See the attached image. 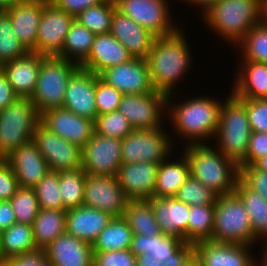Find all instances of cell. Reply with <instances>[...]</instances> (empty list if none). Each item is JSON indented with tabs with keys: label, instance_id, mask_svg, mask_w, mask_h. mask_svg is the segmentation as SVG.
Returning a JSON list of instances; mask_svg holds the SVG:
<instances>
[{
	"label": "cell",
	"instance_id": "1",
	"mask_svg": "<svg viewBox=\"0 0 267 266\" xmlns=\"http://www.w3.org/2000/svg\"><path fill=\"white\" fill-rule=\"evenodd\" d=\"M215 98L209 95H200V97L195 95L189 99L184 100L183 98L184 102L180 101L177 104L174 94L168 96L167 119L171 121L169 126L172 124L171 129L175 132L176 137H179L177 140L183 138L181 139L185 143L183 146L202 144L208 140L209 143L214 140L219 123L220 107L223 102L222 99Z\"/></svg>",
	"mask_w": 267,
	"mask_h": 266
},
{
	"label": "cell",
	"instance_id": "2",
	"mask_svg": "<svg viewBox=\"0 0 267 266\" xmlns=\"http://www.w3.org/2000/svg\"><path fill=\"white\" fill-rule=\"evenodd\" d=\"M183 30L180 27L170 35L155 37L146 58L154 89L167 96L176 95L177 85L195 61Z\"/></svg>",
	"mask_w": 267,
	"mask_h": 266
},
{
	"label": "cell",
	"instance_id": "3",
	"mask_svg": "<svg viewBox=\"0 0 267 266\" xmlns=\"http://www.w3.org/2000/svg\"><path fill=\"white\" fill-rule=\"evenodd\" d=\"M265 0H218L203 15L206 28L234 47L264 19Z\"/></svg>",
	"mask_w": 267,
	"mask_h": 266
},
{
	"label": "cell",
	"instance_id": "4",
	"mask_svg": "<svg viewBox=\"0 0 267 266\" xmlns=\"http://www.w3.org/2000/svg\"><path fill=\"white\" fill-rule=\"evenodd\" d=\"M210 144H189L181 151L189 161L192 176L218 196L231 194L240 178V168Z\"/></svg>",
	"mask_w": 267,
	"mask_h": 266
},
{
	"label": "cell",
	"instance_id": "5",
	"mask_svg": "<svg viewBox=\"0 0 267 266\" xmlns=\"http://www.w3.org/2000/svg\"><path fill=\"white\" fill-rule=\"evenodd\" d=\"M222 102L219 123L214 138L215 147L238 166L246 159L251 128L246 109V99L232 92Z\"/></svg>",
	"mask_w": 267,
	"mask_h": 266
},
{
	"label": "cell",
	"instance_id": "6",
	"mask_svg": "<svg viewBox=\"0 0 267 266\" xmlns=\"http://www.w3.org/2000/svg\"><path fill=\"white\" fill-rule=\"evenodd\" d=\"M40 114L29 97H17L0 110V159H5L19 146L33 140Z\"/></svg>",
	"mask_w": 267,
	"mask_h": 266
},
{
	"label": "cell",
	"instance_id": "7",
	"mask_svg": "<svg viewBox=\"0 0 267 266\" xmlns=\"http://www.w3.org/2000/svg\"><path fill=\"white\" fill-rule=\"evenodd\" d=\"M79 67L58 56L42 55L36 89L30 98L39 114L63 107L68 80Z\"/></svg>",
	"mask_w": 267,
	"mask_h": 266
},
{
	"label": "cell",
	"instance_id": "8",
	"mask_svg": "<svg viewBox=\"0 0 267 266\" xmlns=\"http://www.w3.org/2000/svg\"><path fill=\"white\" fill-rule=\"evenodd\" d=\"M210 240L254 246V235L248 213L234 192L216 198L214 227Z\"/></svg>",
	"mask_w": 267,
	"mask_h": 266
},
{
	"label": "cell",
	"instance_id": "9",
	"mask_svg": "<svg viewBox=\"0 0 267 266\" xmlns=\"http://www.w3.org/2000/svg\"><path fill=\"white\" fill-rule=\"evenodd\" d=\"M175 140L162 127L158 129H134L121 141L122 163H160L174 153Z\"/></svg>",
	"mask_w": 267,
	"mask_h": 266
},
{
	"label": "cell",
	"instance_id": "10",
	"mask_svg": "<svg viewBox=\"0 0 267 266\" xmlns=\"http://www.w3.org/2000/svg\"><path fill=\"white\" fill-rule=\"evenodd\" d=\"M169 2L171 3L170 0H115L116 8L120 12L155 37L170 35L182 26L173 21L174 15Z\"/></svg>",
	"mask_w": 267,
	"mask_h": 266
},
{
	"label": "cell",
	"instance_id": "11",
	"mask_svg": "<svg viewBox=\"0 0 267 266\" xmlns=\"http://www.w3.org/2000/svg\"><path fill=\"white\" fill-rule=\"evenodd\" d=\"M167 98L166 94L159 91L125 94L118 110L128 119L133 129H158L164 127L163 122L167 117Z\"/></svg>",
	"mask_w": 267,
	"mask_h": 266
},
{
	"label": "cell",
	"instance_id": "12",
	"mask_svg": "<svg viewBox=\"0 0 267 266\" xmlns=\"http://www.w3.org/2000/svg\"><path fill=\"white\" fill-rule=\"evenodd\" d=\"M129 200L117 176L86 174L83 205L99 209L115 218L123 217Z\"/></svg>",
	"mask_w": 267,
	"mask_h": 266
},
{
	"label": "cell",
	"instance_id": "13",
	"mask_svg": "<svg viewBox=\"0 0 267 266\" xmlns=\"http://www.w3.org/2000/svg\"><path fill=\"white\" fill-rule=\"evenodd\" d=\"M33 141L47 161L50 171H72L81 168V148L53 133L41 122L35 127Z\"/></svg>",
	"mask_w": 267,
	"mask_h": 266
},
{
	"label": "cell",
	"instance_id": "14",
	"mask_svg": "<svg viewBox=\"0 0 267 266\" xmlns=\"http://www.w3.org/2000/svg\"><path fill=\"white\" fill-rule=\"evenodd\" d=\"M122 141L93 133L81 149V168L90 175L117 176L122 165Z\"/></svg>",
	"mask_w": 267,
	"mask_h": 266
},
{
	"label": "cell",
	"instance_id": "15",
	"mask_svg": "<svg viewBox=\"0 0 267 266\" xmlns=\"http://www.w3.org/2000/svg\"><path fill=\"white\" fill-rule=\"evenodd\" d=\"M75 17L59 9L54 3H45L38 26L36 45L31 51L44 56H58Z\"/></svg>",
	"mask_w": 267,
	"mask_h": 266
},
{
	"label": "cell",
	"instance_id": "16",
	"mask_svg": "<svg viewBox=\"0 0 267 266\" xmlns=\"http://www.w3.org/2000/svg\"><path fill=\"white\" fill-rule=\"evenodd\" d=\"M99 77L125 94H145L156 91L152 85L146 59L132 58L119 65L106 68Z\"/></svg>",
	"mask_w": 267,
	"mask_h": 266
},
{
	"label": "cell",
	"instance_id": "17",
	"mask_svg": "<svg viewBox=\"0 0 267 266\" xmlns=\"http://www.w3.org/2000/svg\"><path fill=\"white\" fill-rule=\"evenodd\" d=\"M252 248L250 245L207 240L192 245L191 251L201 266H259V259L252 255Z\"/></svg>",
	"mask_w": 267,
	"mask_h": 266
},
{
	"label": "cell",
	"instance_id": "18",
	"mask_svg": "<svg viewBox=\"0 0 267 266\" xmlns=\"http://www.w3.org/2000/svg\"><path fill=\"white\" fill-rule=\"evenodd\" d=\"M40 122L53 133L81 149L95 132L94 121L80 117L63 107L44 111L40 114Z\"/></svg>",
	"mask_w": 267,
	"mask_h": 266
},
{
	"label": "cell",
	"instance_id": "19",
	"mask_svg": "<svg viewBox=\"0 0 267 266\" xmlns=\"http://www.w3.org/2000/svg\"><path fill=\"white\" fill-rule=\"evenodd\" d=\"M98 77L99 75L79 67L68 80L63 108L95 122L98 116L95 101Z\"/></svg>",
	"mask_w": 267,
	"mask_h": 266
},
{
	"label": "cell",
	"instance_id": "20",
	"mask_svg": "<svg viewBox=\"0 0 267 266\" xmlns=\"http://www.w3.org/2000/svg\"><path fill=\"white\" fill-rule=\"evenodd\" d=\"M5 160L10 164L19 187L34 188L50 171L33 140L19 146Z\"/></svg>",
	"mask_w": 267,
	"mask_h": 266
},
{
	"label": "cell",
	"instance_id": "21",
	"mask_svg": "<svg viewBox=\"0 0 267 266\" xmlns=\"http://www.w3.org/2000/svg\"><path fill=\"white\" fill-rule=\"evenodd\" d=\"M154 217L160 225L161 232L166 236L177 237L188 243V218L190 206L178 201L175 197L148 199Z\"/></svg>",
	"mask_w": 267,
	"mask_h": 266
},
{
	"label": "cell",
	"instance_id": "22",
	"mask_svg": "<svg viewBox=\"0 0 267 266\" xmlns=\"http://www.w3.org/2000/svg\"><path fill=\"white\" fill-rule=\"evenodd\" d=\"M158 167L152 162L122 163L117 178L130 200L153 197Z\"/></svg>",
	"mask_w": 267,
	"mask_h": 266
},
{
	"label": "cell",
	"instance_id": "23",
	"mask_svg": "<svg viewBox=\"0 0 267 266\" xmlns=\"http://www.w3.org/2000/svg\"><path fill=\"white\" fill-rule=\"evenodd\" d=\"M110 33L134 58L146 59L155 39L149 31L117 8L111 19Z\"/></svg>",
	"mask_w": 267,
	"mask_h": 266
},
{
	"label": "cell",
	"instance_id": "24",
	"mask_svg": "<svg viewBox=\"0 0 267 266\" xmlns=\"http://www.w3.org/2000/svg\"><path fill=\"white\" fill-rule=\"evenodd\" d=\"M130 251L135 256L149 253L158 261L167 260L173 266L191 251V246L177 237L166 236L163 233L152 238L134 234Z\"/></svg>",
	"mask_w": 267,
	"mask_h": 266
},
{
	"label": "cell",
	"instance_id": "25",
	"mask_svg": "<svg viewBox=\"0 0 267 266\" xmlns=\"http://www.w3.org/2000/svg\"><path fill=\"white\" fill-rule=\"evenodd\" d=\"M43 251L52 266L93 265L92 245L66 232Z\"/></svg>",
	"mask_w": 267,
	"mask_h": 266
},
{
	"label": "cell",
	"instance_id": "26",
	"mask_svg": "<svg viewBox=\"0 0 267 266\" xmlns=\"http://www.w3.org/2000/svg\"><path fill=\"white\" fill-rule=\"evenodd\" d=\"M132 58L126 47L111 33L97 34L88 58L80 67L99 75L106 68L122 64Z\"/></svg>",
	"mask_w": 267,
	"mask_h": 266
},
{
	"label": "cell",
	"instance_id": "27",
	"mask_svg": "<svg viewBox=\"0 0 267 266\" xmlns=\"http://www.w3.org/2000/svg\"><path fill=\"white\" fill-rule=\"evenodd\" d=\"M112 219L108 213L81 205L66 210L65 232L92 245Z\"/></svg>",
	"mask_w": 267,
	"mask_h": 266
},
{
	"label": "cell",
	"instance_id": "28",
	"mask_svg": "<svg viewBox=\"0 0 267 266\" xmlns=\"http://www.w3.org/2000/svg\"><path fill=\"white\" fill-rule=\"evenodd\" d=\"M41 63L42 55L28 52L25 56L4 63L0 68L18 97L31 98L36 89Z\"/></svg>",
	"mask_w": 267,
	"mask_h": 266
},
{
	"label": "cell",
	"instance_id": "29",
	"mask_svg": "<svg viewBox=\"0 0 267 266\" xmlns=\"http://www.w3.org/2000/svg\"><path fill=\"white\" fill-rule=\"evenodd\" d=\"M44 7L43 2H17L4 11L12 23L14 34L29 52L35 48Z\"/></svg>",
	"mask_w": 267,
	"mask_h": 266
},
{
	"label": "cell",
	"instance_id": "30",
	"mask_svg": "<svg viewBox=\"0 0 267 266\" xmlns=\"http://www.w3.org/2000/svg\"><path fill=\"white\" fill-rule=\"evenodd\" d=\"M237 65V78L229 92L240 99L267 98V63L240 60Z\"/></svg>",
	"mask_w": 267,
	"mask_h": 266
},
{
	"label": "cell",
	"instance_id": "31",
	"mask_svg": "<svg viewBox=\"0 0 267 266\" xmlns=\"http://www.w3.org/2000/svg\"><path fill=\"white\" fill-rule=\"evenodd\" d=\"M175 160L171 155L159 163L153 197H175L179 188L191 175L190 164L186 155L180 151ZM170 158V159H169ZM179 158V159H178Z\"/></svg>",
	"mask_w": 267,
	"mask_h": 266
},
{
	"label": "cell",
	"instance_id": "32",
	"mask_svg": "<svg viewBox=\"0 0 267 266\" xmlns=\"http://www.w3.org/2000/svg\"><path fill=\"white\" fill-rule=\"evenodd\" d=\"M234 193L241 199L248 213L254 235V245L265 241L263 250L267 246V200L250 189L240 178L237 181Z\"/></svg>",
	"mask_w": 267,
	"mask_h": 266
},
{
	"label": "cell",
	"instance_id": "33",
	"mask_svg": "<svg viewBox=\"0 0 267 266\" xmlns=\"http://www.w3.org/2000/svg\"><path fill=\"white\" fill-rule=\"evenodd\" d=\"M66 210L42 209L32 225L33 239L37 250H44L58 236L65 233Z\"/></svg>",
	"mask_w": 267,
	"mask_h": 266
},
{
	"label": "cell",
	"instance_id": "34",
	"mask_svg": "<svg viewBox=\"0 0 267 266\" xmlns=\"http://www.w3.org/2000/svg\"><path fill=\"white\" fill-rule=\"evenodd\" d=\"M123 218L133 234H141L150 238L162 234L148 199L129 200Z\"/></svg>",
	"mask_w": 267,
	"mask_h": 266
},
{
	"label": "cell",
	"instance_id": "35",
	"mask_svg": "<svg viewBox=\"0 0 267 266\" xmlns=\"http://www.w3.org/2000/svg\"><path fill=\"white\" fill-rule=\"evenodd\" d=\"M36 250L32 226L15 222L10 228L2 231L0 262Z\"/></svg>",
	"mask_w": 267,
	"mask_h": 266
},
{
	"label": "cell",
	"instance_id": "36",
	"mask_svg": "<svg viewBox=\"0 0 267 266\" xmlns=\"http://www.w3.org/2000/svg\"><path fill=\"white\" fill-rule=\"evenodd\" d=\"M94 37L95 34L92 31L74 20L58 57L80 66L91 52Z\"/></svg>",
	"mask_w": 267,
	"mask_h": 266
},
{
	"label": "cell",
	"instance_id": "37",
	"mask_svg": "<svg viewBox=\"0 0 267 266\" xmlns=\"http://www.w3.org/2000/svg\"><path fill=\"white\" fill-rule=\"evenodd\" d=\"M133 232L123 217H115L92 244L93 252L130 249Z\"/></svg>",
	"mask_w": 267,
	"mask_h": 266
},
{
	"label": "cell",
	"instance_id": "38",
	"mask_svg": "<svg viewBox=\"0 0 267 266\" xmlns=\"http://www.w3.org/2000/svg\"><path fill=\"white\" fill-rule=\"evenodd\" d=\"M215 204L190 206L188 218V244L211 239L214 227Z\"/></svg>",
	"mask_w": 267,
	"mask_h": 266
},
{
	"label": "cell",
	"instance_id": "39",
	"mask_svg": "<svg viewBox=\"0 0 267 266\" xmlns=\"http://www.w3.org/2000/svg\"><path fill=\"white\" fill-rule=\"evenodd\" d=\"M235 48L242 60L267 63V22L263 19L251 28Z\"/></svg>",
	"mask_w": 267,
	"mask_h": 266
},
{
	"label": "cell",
	"instance_id": "40",
	"mask_svg": "<svg viewBox=\"0 0 267 266\" xmlns=\"http://www.w3.org/2000/svg\"><path fill=\"white\" fill-rule=\"evenodd\" d=\"M115 8V0H105L100 4L87 7L75 17V20L95 35L110 33Z\"/></svg>",
	"mask_w": 267,
	"mask_h": 266
},
{
	"label": "cell",
	"instance_id": "41",
	"mask_svg": "<svg viewBox=\"0 0 267 266\" xmlns=\"http://www.w3.org/2000/svg\"><path fill=\"white\" fill-rule=\"evenodd\" d=\"M85 178L86 172L82 168L59 172L61 200L66 210L83 205Z\"/></svg>",
	"mask_w": 267,
	"mask_h": 266
},
{
	"label": "cell",
	"instance_id": "42",
	"mask_svg": "<svg viewBox=\"0 0 267 266\" xmlns=\"http://www.w3.org/2000/svg\"><path fill=\"white\" fill-rule=\"evenodd\" d=\"M28 52L14 34L12 23L4 13L0 17V67L4 63L25 56Z\"/></svg>",
	"mask_w": 267,
	"mask_h": 266
},
{
	"label": "cell",
	"instance_id": "43",
	"mask_svg": "<svg viewBox=\"0 0 267 266\" xmlns=\"http://www.w3.org/2000/svg\"><path fill=\"white\" fill-rule=\"evenodd\" d=\"M9 201L15 213L16 222L32 226L40 209L34 188L19 187Z\"/></svg>",
	"mask_w": 267,
	"mask_h": 266
},
{
	"label": "cell",
	"instance_id": "44",
	"mask_svg": "<svg viewBox=\"0 0 267 266\" xmlns=\"http://www.w3.org/2000/svg\"><path fill=\"white\" fill-rule=\"evenodd\" d=\"M39 208L66 210L62 205L59 172L49 171L34 187Z\"/></svg>",
	"mask_w": 267,
	"mask_h": 266
},
{
	"label": "cell",
	"instance_id": "45",
	"mask_svg": "<svg viewBox=\"0 0 267 266\" xmlns=\"http://www.w3.org/2000/svg\"><path fill=\"white\" fill-rule=\"evenodd\" d=\"M218 195L190 175L179 188L175 198L189 206L215 204Z\"/></svg>",
	"mask_w": 267,
	"mask_h": 266
},
{
	"label": "cell",
	"instance_id": "46",
	"mask_svg": "<svg viewBox=\"0 0 267 266\" xmlns=\"http://www.w3.org/2000/svg\"><path fill=\"white\" fill-rule=\"evenodd\" d=\"M94 127L95 133L120 140L134 130L128 119L119 110L98 115Z\"/></svg>",
	"mask_w": 267,
	"mask_h": 266
},
{
	"label": "cell",
	"instance_id": "47",
	"mask_svg": "<svg viewBox=\"0 0 267 266\" xmlns=\"http://www.w3.org/2000/svg\"><path fill=\"white\" fill-rule=\"evenodd\" d=\"M123 93L107 84L100 77L96 79L95 101L98 115L118 110Z\"/></svg>",
	"mask_w": 267,
	"mask_h": 266
},
{
	"label": "cell",
	"instance_id": "48",
	"mask_svg": "<svg viewBox=\"0 0 267 266\" xmlns=\"http://www.w3.org/2000/svg\"><path fill=\"white\" fill-rule=\"evenodd\" d=\"M93 265L136 266V256L130 251V249L93 252Z\"/></svg>",
	"mask_w": 267,
	"mask_h": 266
},
{
	"label": "cell",
	"instance_id": "49",
	"mask_svg": "<svg viewBox=\"0 0 267 266\" xmlns=\"http://www.w3.org/2000/svg\"><path fill=\"white\" fill-rule=\"evenodd\" d=\"M246 109L252 132H267V98L246 99Z\"/></svg>",
	"mask_w": 267,
	"mask_h": 266
},
{
	"label": "cell",
	"instance_id": "50",
	"mask_svg": "<svg viewBox=\"0 0 267 266\" xmlns=\"http://www.w3.org/2000/svg\"><path fill=\"white\" fill-rule=\"evenodd\" d=\"M240 179L252 190L267 200V172L254 165L239 166Z\"/></svg>",
	"mask_w": 267,
	"mask_h": 266
},
{
	"label": "cell",
	"instance_id": "51",
	"mask_svg": "<svg viewBox=\"0 0 267 266\" xmlns=\"http://www.w3.org/2000/svg\"><path fill=\"white\" fill-rule=\"evenodd\" d=\"M19 188L10 164L5 159H0V201H9Z\"/></svg>",
	"mask_w": 267,
	"mask_h": 266
},
{
	"label": "cell",
	"instance_id": "52",
	"mask_svg": "<svg viewBox=\"0 0 267 266\" xmlns=\"http://www.w3.org/2000/svg\"><path fill=\"white\" fill-rule=\"evenodd\" d=\"M267 155V132H252L246 159L239 166L253 165L258 159Z\"/></svg>",
	"mask_w": 267,
	"mask_h": 266
},
{
	"label": "cell",
	"instance_id": "53",
	"mask_svg": "<svg viewBox=\"0 0 267 266\" xmlns=\"http://www.w3.org/2000/svg\"><path fill=\"white\" fill-rule=\"evenodd\" d=\"M0 266H52L43 250L8 258L0 262Z\"/></svg>",
	"mask_w": 267,
	"mask_h": 266
},
{
	"label": "cell",
	"instance_id": "54",
	"mask_svg": "<svg viewBox=\"0 0 267 266\" xmlns=\"http://www.w3.org/2000/svg\"><path fill=\"white\" fill-rule=\"evenodd\" d=\"M105 0H55L54 4L62 11L76 17L87 7L100 4Z\"/></svg>",
	"mask_w": 267,
	"mask_h": 266
},
{
	"label": "cell",
	"instance_id": "55",
	"mask_svg": "<svg viewBox=\"0 0 267 266\" xmlns=\"http://www.w3.org/2000/svg\"><path fill=\"white\" fill-rule=\"evenodd\" d=\"M17 97L8 81L7 75L0 68V110L13 103Z\"/></svg>",
	"mask_w": 267,
	"mask_h": 266
},
{
	"label": "cell",
	"instance_id": "56",
	"mask_svg": "<svg viewBox=\"0 0 267 266\" xmlns=\"http://www.w3.org/2000/svg\"><path fill=\"white\" fill-rule=\"evenodd\" d=\"M16 222L10 201H0V230L10 228Z\"/></svg>",
	"mask_w": 267,
	"mask_h": 266
},
{
	"label": "cell",
	"instance_id": "57",
	"mask_svg": "<svg viewBox=\"0 0 267 266\" xmlns=\"http://www.w3.org/2000/svg\"><path fill=\"white\" fill-rule=\"evenodd\" d=\"M136 266H172L167 260L163 262L155 259L151 254H141L136 256Z\"/></svg>",
	"mask_w": 267,
	"mask_h": 266
},
{
	"label": "cell",
	"instance_id": "58",
	"mask_svg": "<svg viewBox=\"0 0 267 266\" xmlns=\"http://www.w3.org/2000/svg\"><path fill=\"white\" fill-rule=\"evenodd\" d=\"M178 1H181V3H186L188 5H194V6H197L196 8L200 9L201 7V11H200V14L202 13V15L218 0H178Z\"/></svg>",
	"mask_w": 267,
	"mask_h": 266
},
{
	"label": "cell",
	"instance_id": "59",
	"mask_svg": "<svg viewBox=\"0 0 267 266\" xmlns=\"http://www.w3.org/2000/svg\"><path fill=\"white\" fill-rule=\"evenodd\" d=\"M173 266H201L199 259L190 251L179 263Z\"/></svg>",
	"mask_w": 267,
	"mask_h": 266
},
{
	"label": "cell",
	"instance_id": "60",
	"mask_svg": "<svg viewBox=\"0 0 267 266\" xmlns=\"http://www.w3.org/2000/svg\"><path fill=\"white\" fill-rule=\"evenodd\" d=\"M258 170L267 172V155L261 157L253 164Z\"/></svg>",
	"mask_w": 267,
	"mask_h": 266
},
{
	"label": "cell",
	"instance_id": "61",
	"mask_svg": "<svg viewBox=\"0 0 267 266\" xmlns=\"http://www.w3.org/2000/svg\"><path fill=\"white\" fill-rule=\"evenodd\" d=\"M17 2H18L17 0H0V10L6 11Z\"/></svg>",
	"mask_w": 267,
	"mask_h": 266
},
{
	"label": "cell",
	"instance_id": "62",
	"mask_svg": "<svg viewBox=\"0 0 267 266\" xmlns=\"http://www.w3.org/2000/svg\"><path fill=\"white\" fill-rule=\"evenodd\" d=\"M262 255L260 256L261 260L259 259V266H267V251H262Z\"/></svg>",
	"mask_w": 267,
	"mask_h": 266
},
{
	"label": "cell",
	"instance_id": "63",
	"mask_svg": "<svg viewBox=\"0 0 267 266\" xmlns=\"http://www.w3.org/2000/svg\"><path fill=\"white\" fill-rule=\"evenodd\" d=\"M264 20L267 22V0H265L264 4Z\"/></svg>",
	"mask_w": 267,
	"mask_h": 266
},
{
	"label": "cell",
	"instance_id": "64",
	"mask_svg": "<svg viewBox=\"0 0 267 266\" xmlns=\"http://www.w3.org/2000/svg\"><path fill=\"white\" fill-rule=\"evenodd\" d=\"M18 2H43V0H17Z\"/></svg>",
	"mask_w": 267,
	"mask_h": 266
},
{
	"label": "cell",
	"instance_id": "65",
	"mask_svg": "<svg viewBox=\"0 0 267 266\" xmlns=\"http://www.w3.org/2000/svg\"><path fill=\"white\" fill-rule=\"evenodd\" d=\"M55 0H43V3H54Z\"/></svg>",
	"mask_w": 267,
	"mask_h": 266
},
{
	"label": "cell",
	"instance_id": "66",
	"mask_svg": "<svg viewBox=\"0 0 267 266\" xmlns=\"http://www.w3.org/2000/svg\"><path fill=\"white\" fill-rule=\"evenodd\" d=\"M2 230H0V247H1Z\"/></svg>",
	"mask_w": 267,
	"mask_h": 266
},
{
	"label": "cell",
	"instance_id": "67",
	"mask_svg": "<svg viewBox=\"0 0 267 266\" xmlns=\"http://www.w3.org/2000/svg\"><path fill=\"white\" fill-rule=\"evenodd\" d=\"M4 14V11L0 10V17Z\"/></svg>",
	"mask_w": 267,
	"mask_h": 266
}]
</instances>
